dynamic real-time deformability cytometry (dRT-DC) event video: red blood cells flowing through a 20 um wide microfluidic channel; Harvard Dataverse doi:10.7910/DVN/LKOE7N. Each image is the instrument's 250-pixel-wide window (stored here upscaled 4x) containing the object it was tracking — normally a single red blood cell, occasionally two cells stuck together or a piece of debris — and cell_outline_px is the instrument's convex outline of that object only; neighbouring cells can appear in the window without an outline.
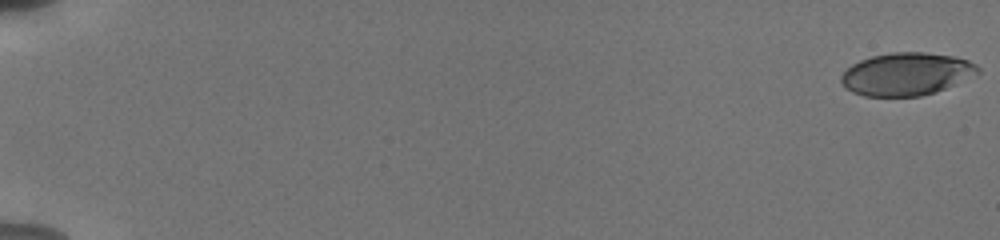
{"species": "human", "species_latin": "Homo sapiens", "temperature_condition": "cold", "stored_images_in_passage": 56, "camera_frame_rate_fps": 3000, "um_per_image_px": 0.085, "donor": {"sex": "male"}, "frame": {"image": 1, "passage_image": 1, "time_ms": 0.0, "image_size_px": [1000, 240], "cell_outline_px": [[980, 72], [936, 92], [920, 96], [864, 96], [852, 92], [840, 80], [840, 76], [852, 64], [860, 60], [872, 56], [892, 52], [924, 52], [952, 56], [968, 60], [976, 64], [980, 68]], "centroid_in_image_um": [77.04, 6.29], "position_along_channel_um": 8.0, "area_um2": 33.76}}
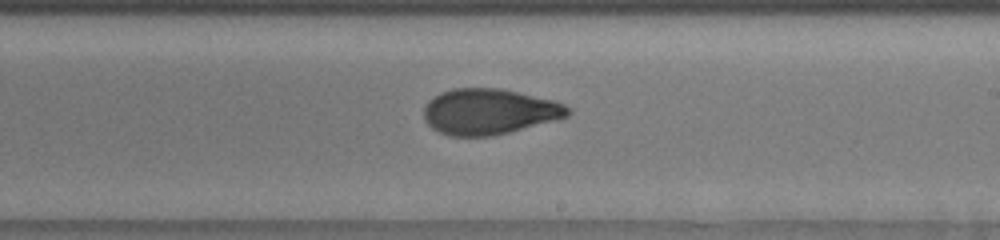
{"frame": {"image": 2, "passage_image": 36, "time_ms": 11.667, "image_size_px": [1000, 240], "cell_outline_px": [[572, 112], [568, 116], [556, 120], [492, 136], [448, 136], [432, 128], [424, 120], [424, 108], [428, 100], [440, 92], [452, 88], [500, 88], [556, 100], [572, 108]], "centroid_in_image_um": [41.59, 9.48], "position_along_channel_um": 247.4, "area_um2": 38.67}}
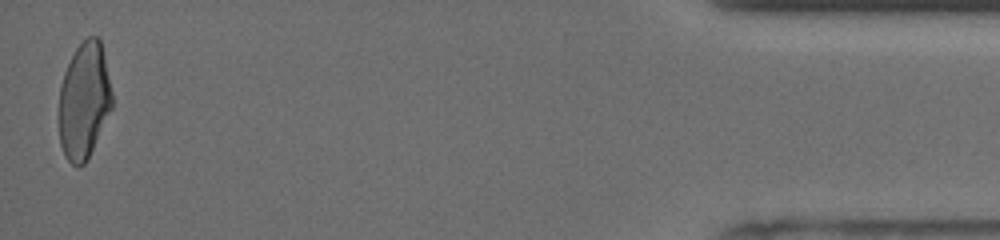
{"frame": {"image": 3, "passage_image": 56, "time_ms": 18.333, "image_size_px": [1000, 240], "cell_outline_px": [[112, 108], [84, 164], [76, 168], [64, 156], [60, 144], [60, 88], [64, 72], [76, 48], [88, 36], [96, 36], [100, 40], [112, 92]], "centroid_in_image_um": [7.14, 8.57], "position_along_channel_um": 428.1, "area_um2": 35.43}, "authors_computed_cell_mechanics": {"area_um2": 37.2521, "velocity_mm_per_s": 3.8131, "shape_relaxation_time_tau1_ms": 5.0676, "shape_relaxation_time_tau2_ms": 1.6883, "deformation_change_tau1": 0.1967, "deformation_change_tau2": 0.077}}